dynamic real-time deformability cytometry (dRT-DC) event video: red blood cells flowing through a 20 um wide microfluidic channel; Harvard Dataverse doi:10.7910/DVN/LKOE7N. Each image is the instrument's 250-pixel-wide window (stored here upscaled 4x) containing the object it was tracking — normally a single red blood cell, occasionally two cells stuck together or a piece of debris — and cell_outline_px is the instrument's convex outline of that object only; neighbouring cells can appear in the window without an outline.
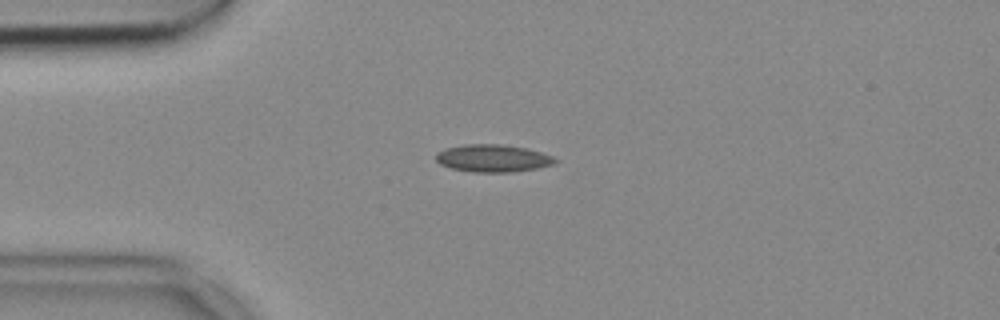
{"species": "common noctule bat (a hibernating species)", "species_latin": "Nyctalus noctula", "temperature_condition": "cold", "stored_images_in_passage": 41, "camera_frame_rate_fps": 3000, "um_per_image_px": 0.085, "animal": {"sex": "female", "body_mass_g": 18.4}, "frame": {"image": 1, "passage_image": 1, "time_ms": 0.0, "image_size_px": [1000, 320], "cell_outline_px": [[560, 160], [556, 164], [536, 168], [512, 172], [472, 172], [452, 168], [440, 164], [436, 160], [436, 152], [444, 148], [464, 144], [500, 144], [528, 148], [552, 156]], "centroid_in_image_um": [41.9, 13.44], "position_along_channel_um": 43.1, "area_um2": 19.25}}
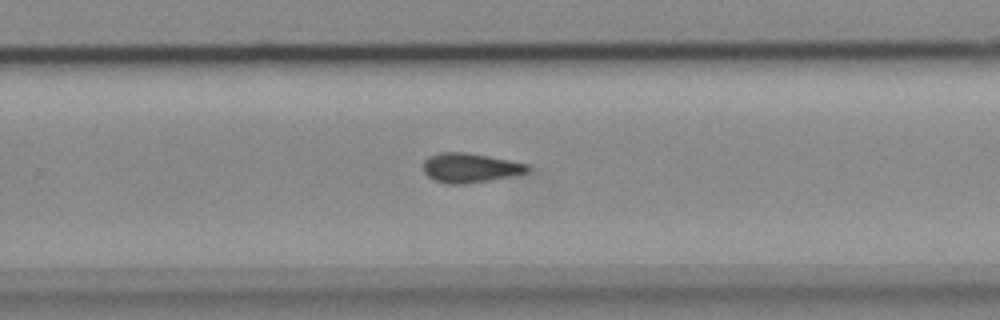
{"frame": {"image": 2, "passage_image": 22, "time_ms": 7.0, "image_size_px": [1000, 320], "cell_outline_px": [[532, 168], [528, 172], [512, 176], [464, 184], [448, 184], [436, 180], [428, 176], [424, 172], [424, 160], [428, 156], [440, 152], [464, 152], [488, 156], [528, 164]], "centroid_in_image_um": [39.97, 14.26], "position_along_channel_um": 289.8, "area_um2": 17.8}}
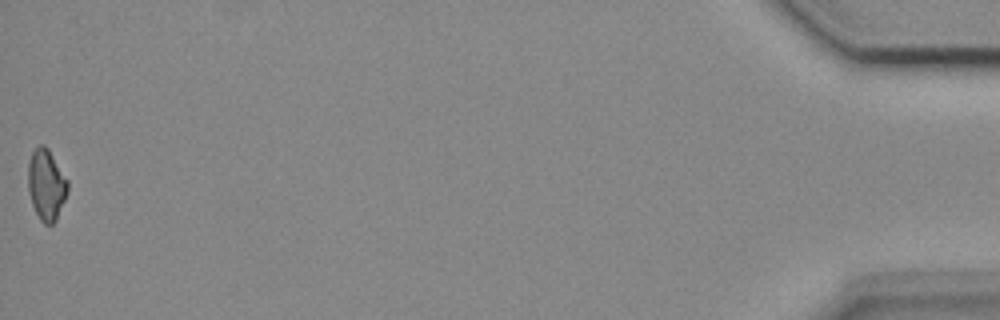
{"frame": {"image": 3, "passage_image": 41, "time_ms": 13.333, "image_size_px": [1000, 320], "cell_outline_px": [[68, 192], [56, 220], [52, 224], [44, 224], [40, 220], [32, 204], [28, 192], [28, 164], [32, 152], [40, 144], [44, 144], [48, 148], [68, 180]], "centroid_in_image_um": [3.94, 15.7], "position_along_channel_um": 431.3, "area_um2": 16.42}}